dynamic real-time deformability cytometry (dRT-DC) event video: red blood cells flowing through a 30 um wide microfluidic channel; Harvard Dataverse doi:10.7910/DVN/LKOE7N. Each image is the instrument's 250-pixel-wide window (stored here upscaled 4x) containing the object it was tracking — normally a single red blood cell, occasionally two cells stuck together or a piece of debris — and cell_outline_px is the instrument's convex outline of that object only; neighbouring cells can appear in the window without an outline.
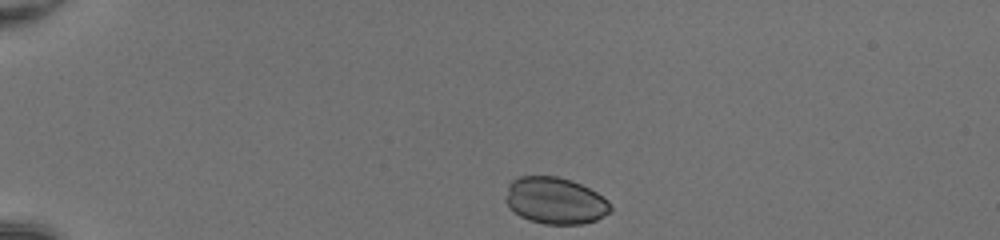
{"species": "common noctule bat (a hibernating species)", "species_latin": "Nyctalus noctula", "temperature_condition": "room temperature", "stored_images_in_passage": 35, "camera_frame_rate_fps": 3000, "um_per_image_px": 0.085, "animal": {"sex": "female", "body_mass_g": 20.0, "forearm_length_mm": 54.0}, "frame": {"image": 1, "passage_image": 1, "time_ms": 0.0, "image_size_px": [1000, 240], "cell_outline_px": [[612, 212], [596, 220], [584, 224], [544, 224], [528, 220], [520, 216], [508, 208], [504, 200], [508, 184], [512, 180], [520, 176], [556, 176], [572, 180], [596, 192], [608, 200], [612, 208]], "centroid_in_image_um": [47.17, 17.06], "position_along_channel_um": 37.8, "area_um2": 28.9}}
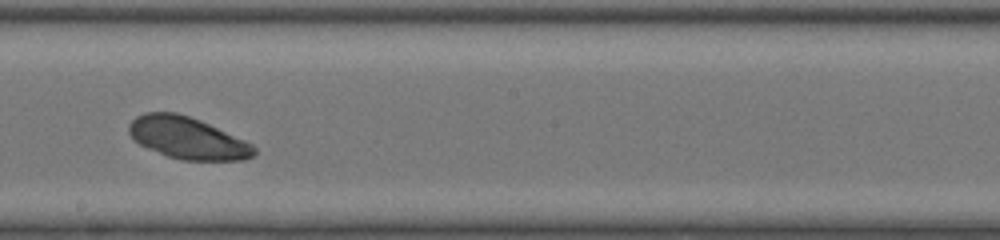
{"frame": {"image": 2, "passage_image": 20, "time_ms": 6.333, "image_size_px": [1000, 240], "cell_outline_px": [[256, 152], [252, 156], [244, 160], [180, 160], [168, 156], [148, 148], [132, 140], [128, 132], [128, 124], [136, 116], [144, 112], [176, 112], [200, 120], [244, 140], [252, 144], [256, 148]], "centroid_in_image_um": [15.9, 11.72], "position_along_channel_um": 232.3, "area_um2": 30.52}}
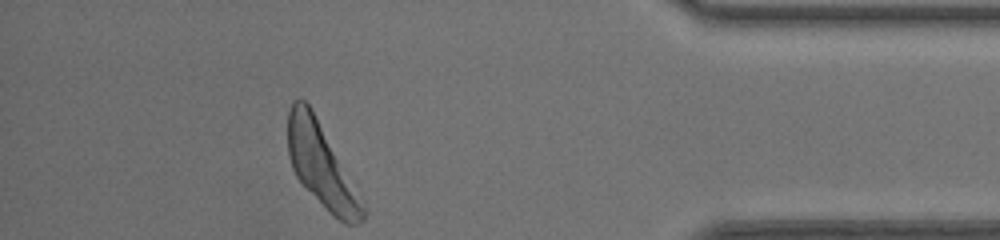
{"frame": {"image": 3, "passage_image": 35, "time_ms": 11.333, "image_size_px": [1000, 240], "cell_outline_px": [[368, 212], [364, 220], [356, 224], [344, 224], [332, 216], [328, 212], [296, 176], [292, 168], [288, 156], [288, 112], [292, 100], [300, 96], [308, 104]], "centroid_in_image_um": [27.29, 14.11], "position_along_channel_um": 407.9, "area_um2": 35.26}}